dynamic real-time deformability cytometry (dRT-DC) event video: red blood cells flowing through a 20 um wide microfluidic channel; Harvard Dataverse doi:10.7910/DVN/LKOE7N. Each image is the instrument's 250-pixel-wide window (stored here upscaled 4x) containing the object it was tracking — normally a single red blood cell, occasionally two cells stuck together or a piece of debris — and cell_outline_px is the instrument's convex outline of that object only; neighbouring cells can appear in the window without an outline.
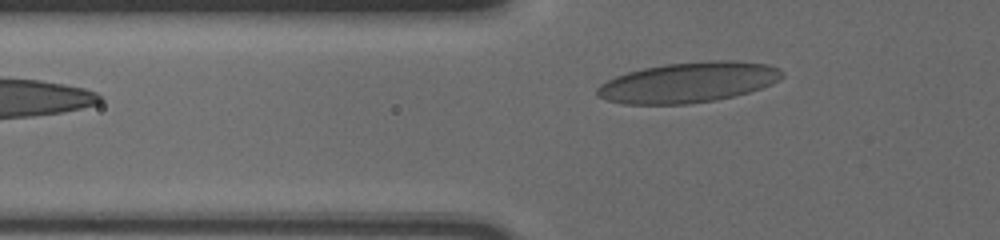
{"species": "human", "species_latin": "Homo sapiens", "temperature_condition": "cold", "stored_images_in_passage": 32, "camera_frame_rate_fps": 3000, "um_per_image_px": 0.085, "donor": {"sex": "male"}, "frame": {"image": 1, "passage_image": 2, "time_ms": 0.333, "image_size_px": [1000, 240], "cell_outline_px": [[784, 76], [772, 84], [748, 92], [716, 100], [688, 104], [624, 104], [608, 100], [596, 96], [596, 88], [600, 84], [616, 76], [628, 72], [644, 68], [664, 64], [708, 60], [736, 60], [768, 64], [780, 68], [784, 72]], "centroid_in_image_um": [58.53, 6.99], "position_along_channel_um": 67.3, "area_um2": 43.7}}
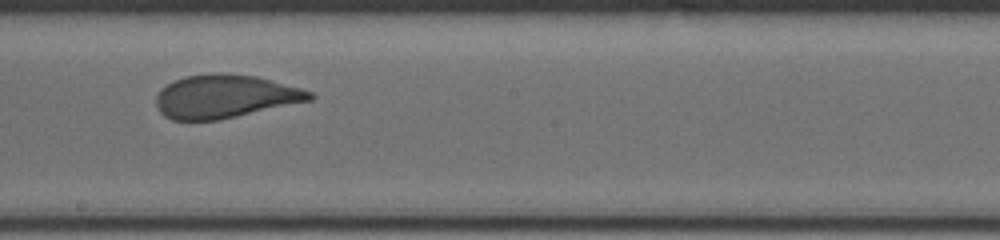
{"frame": {"image": 2, "passage_image": 16, "time_ms": 5.0, "image_size_px": [1000, 240], "cell_outline_px": [[316, 96], [312, 100], [236, 116], [216, 120], [172, 120], [164, 116], [156, 108], [156, 96], [160, 88], [184, 76], [212, 72], [220, 72], [256, 76], [300, 88], [312, 92]], "centroid_in_image_um": [19.09, 8.19], "position_along_channel_um": 229.1, "area_um2": 38.78}}
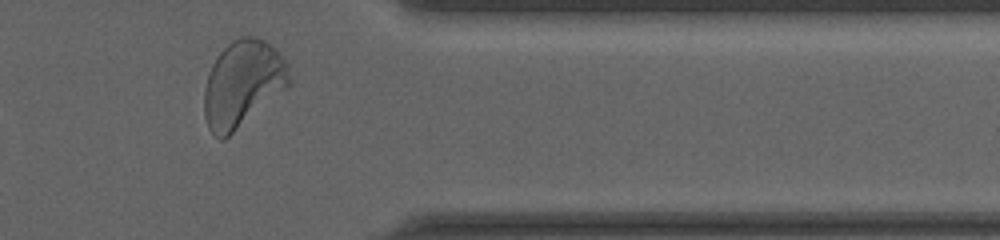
{"frame": {"image": 3, "passage_image": 30, "time_ms": 9.667, "image_size_px": [1000, 240], "cell_outline_px": [[288, 84], [284, 88], [224, 140], [220, 140], [208, 128], [204, 116], [204, 92], [208, 72], [216, 56], [232, 40], [240, 36], [256, 36], [272, 44], [276, 48], [288, 64]], "centroid_in_image_um": [20.58, 7.08], "position_along_channel_um": 390.8, "area_um2": 42.31}, "authors_computed_cell_mechanics": {"area_um2": 39.5352, "velocity_mm_per_s": 3.612, "shape_relaxation_time_tau1_ms": 5.3005, "shape_relaxation_time_tau2_ms": null, "deformation_change_tau1": 0.1556, "deformation_change_tau2": null}}